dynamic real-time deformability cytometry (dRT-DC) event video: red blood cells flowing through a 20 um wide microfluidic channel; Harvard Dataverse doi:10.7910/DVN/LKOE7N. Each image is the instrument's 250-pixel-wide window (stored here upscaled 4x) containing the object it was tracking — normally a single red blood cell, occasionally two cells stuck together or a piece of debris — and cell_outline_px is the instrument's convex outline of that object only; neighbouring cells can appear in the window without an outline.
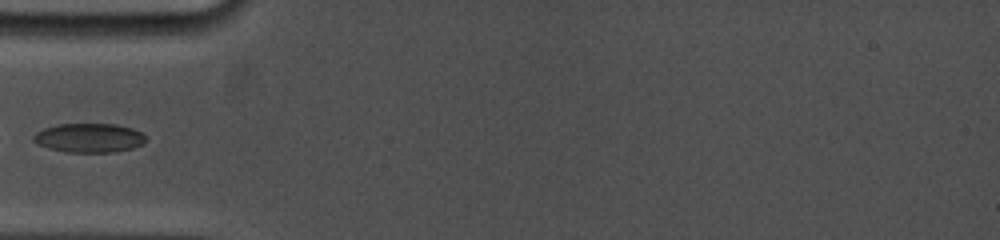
{"species": "common noctule bat (a hibernating species)", "species_latin": "Nyctalus noctula", "temperature_condition": "cold", "stored_images_in_passage": 3, "camera_frame_rate_fps": 5000, "um_per_image_px": 0.085, "animal": {"sex": "female", "body_mass_g": 19.0, "forearm_length_mm": 53.3}, "frame": {"image": 1, "passage_image": 1, "time_ms": 0.0, "image_size_px": [1000, 240], "cell_outline_px": [[148, 140], [144, 144], [132, 148], [116, 152], [68, 152], [48, 148], [36, 144], [32, 140], [32, 136], [36, 132], [44, 128], [56, 124], [116, 124], [132, 128], [148, 136]], "centroid_in_image_um": [7.59, 11.72], "position_along_channel_um": 77.4, "area_um2": 19.36}}